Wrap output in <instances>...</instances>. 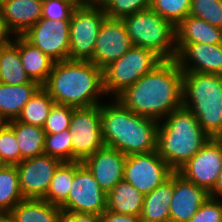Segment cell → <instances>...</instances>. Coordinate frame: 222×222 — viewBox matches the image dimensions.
Returning <instances> with one entry per match:
<instances>
[{
    "instance_id": "obj_1",
    "label": "cell",
    "mask_w": 222,
    "mask_h": 222,
    "mask_svg": "<svg viewBox=\"0 0 222 222\" xmlns=\"http://www.w3.org/2000/svg\"><path fill=\"white\" fill-rule=\"evenodd\" d=\"M116 99L137 115L162 121L183 106V71L176 59L163 60Z\"/></svg>"
},
{
    "instance_id": "obj_2",
    "label": "cell",
    "mask_w": 222,
    "mask_h": 222,
    "mask_svg": "<svg viewBox=\"0 0 222 222\" xmlns=\"http://www.w3.org/2000/svg\"><path fill=\"white\" fill-rule=\"evenodd\" d=\"M111 101V104H100L105 146L126 156L157 150L159 121L135 114L116 98Z\"/></svg>"
},
{
    "instance_id": "obj_3",
    "label": "cell",
    "mask_w": 222,
    "mask_h": 222,
    "mask_svg": "<svg viewBox=\"0 0 222 222\" xmlns=\"http://www.w3.org/2000/svg\"><path fill=\"white\" fill-rule=\"evenodd\" d=\"M57 104L74 108L99 105L104 96L103 69L91 61L63 60L54 62L42 86Z\"/></svg>"
},
{
    "instance_id": "obj_4",
    "label": "cell",
    "mask_w": 222,
    "mask_h": 222,
    "mask_svg": "<svg viewBox=\"0 0 222 222\" xmlns=\"http://www.w3.org/2000/svg\"><path fill=\"white\" fill-rule=\"evenodd\" d=\"M159 121L157 152L175 171L181 169L211 139L195 115L183 106Z\"/></svg>"
},
{
    "instance_id": "obj_5",
    "label": "cell",
    "mask_w": 222,
    "mask_h": 222,
    "mask_svg": "<svg viewBox=\"0 0 222 222\" xmlns=\"http://www.w3.org/2000/svg\"><path fill=\"white\" fill-rule=\"evenodd\" d=\"M183 107L210 138H222V75L183 71Z\"/></svg>"
},
{
    "instance_id": "obj_6",
    "label": "cell",
    "mask_w": 222,
    "mask_h": 222,
    "mask_svg": "<svg viewBox=\"0 0 222 222\" xmlns=\"http://www.w3.org/2000/svg\"><path fill=\"white\" fill-rule=\"evenodd\" d=\"M133 46L154 51L163 60L177 57L175 26L151 8L122 19Z\"/></svg>"
},
{
    "instance_id": "obj_7",
    "label": "cell",
    "mask_w": 222,
    "mask_h": 222,
    "mask_svg": "<svg viewBox=\"0 0 222 222\" xmlns=\"http://www.w3.org/2000/svg\"><path fill=\"white\" fill-rule=\"evenodd\" d=\"M162 61L163 59L154 51L132 46L121 58L110 62L103 68L105 95L112 93L111 97L116 98Z\"/></svg>"
},
{
    "instance_id": "obj_8",
    "label": "cell",
    "mask_w": 222,
    "mask_h": 222,
    "mask_svg": "<svg viewBox=\"0 0 222 222\" xmlns=\"http://www.w3.org/2000/svg\"><path fill=\"white\" fill-rule=\"evenodd\" d=\"M104 9L82 0L74 9L69 28V60L91 61L96 39L103 20Z\"/></svg>"
},
{
    "instance_id": "obj_9",
    "label": "cell",
    "mask_w": 222,
    "mask_h": 222,
    "mask_svg": "<svg viewBox=\"0 0 222 222\" xmlns=\"http://www.w3.org/2000/svg\"><path fill=\"white\" fill-rule=\"evenodd\" d=\"M69 131L72 162L83 161L105 146L102 137L100 104L73 110Z\"/></svg>"
},
{
    "instance_id": "obj_10",
    "label": "cell",
    "mask_w": 222,
    "mask_h": 222,
    "mask_svg": "<svg viewBox=\"0 0 222 222\" xmlns=\"http://www.w3.org/2000/svg\"><path fill=\"white\" fill-rule=\"evenodd\" d=\"M63 212L101 215L107 209V194L81 161H75V175Z\"/></svg>"
},
{
    "instance_id": "obj_11",
    "label": "cell",
    "mask_w": 222,
    "mask_h": 222,
    "mask_svg": "<svg viewBox=\"0 0 222 222\" xmlns=\"http://www.w3.org/2000/svg\"><path fill=\"white\" fill-rule=\"evenodd\" d=\"M174 172L155 150L150 153L127 156L123 180L147 195L169 179Z\"/></svg>"
},
{
    "instance_id": "obj_12",
    "label": "cell",
    "mask_w": 222,
    "mask_h": 222,
    "mask_svg": "<svg viewBox=\"0 0 222 222\" xmlns=\"http://www.w3.org/2000/svg\"><path fill=\"white\" fill-rule=\"evenodd\" d=\"M222 171V138H211L177 172L209 194L214 190Z\"/></svg>"
},
{
    "instance_id": "obj_13",
    "label": "cell",
    "mask_w": 222,
    "mask_h": 222,
    "mask_svg": "<svg viewBox=\"0 0 222 222\" xmlns=\"http://www.w3.org/2000/svg\"><path fill=\"white\" fill-rule=\"evenodd\" d=\"M70 19L51 21L40 18L22 36L54 62L68 60Z\"/></svg>"
},
{
    "instance_id": "obj_14",
    "label": "cell",
    "mask_w": 222,
    "mask_h": 222,
    "mask_svg": "<svg viewBox=\"0 0 222 222\" xmlns=\"http://www.w3.org/2000/svg\"><path fill=\"white\" fill-rule=\"evenodd\" d=\"M59 159L42 154L24 159L16 165L21 192L25 199H43L48 191Z\"/></svg>"
},
{
    "instance_id": "obj_15",
    "label": "cell",
    "mask_w": 222,
    "mask_h": 222,
    "mask_svg": "<svg viewBox=\"0 0 222 222\" xmlns=\"http://www.w3.org/2000/svg\"><path fill=\"white\" fill-rule=\"evenodd\" d=\"M133 46L122 19L106 17L100 27L91 62L103 69Z\"/></svg>"
},
{
    "instance_id": "obj_16",
    "label": "cell",
    "mask_w": 222,
    "mask_h": 222,
    "mask_svg": "<svg viewBox=\"0 0 222 222\" xmlns=\"http://www.w3.org/2000/svg\"><path fill=\"white\" fill-rule=\"evenodd\" d=\"M182 71L222 75V44L175 43Z\"/></svg>"
},
{
    "instance_id": "obj_17",
    "label": "cell",
    "mask_w": 222,
    "mask_h": 222,
    "mask_svg": "<svg viewBox=\"0 0 222 222\" xmlns=\"http://www.w3.org/2000/svg\"><path fill=\"white\" fill-rule=\"evenodd\" d=\"M126 158L127 156L119 150L104 146L85 158L82 163L94 176L100 188L108 194L123 180Z\"/></svg>"
},
{
    "instance_id": "obj_18",
    "label": "cell",
    "mask_w": 222,
    "mask_h": 222,
    "mask_svg": "<svg viewBox=\"0 0 222 222\" xmlns=\"http://www.w3.org/2000/svg\"><path fill=\"white\" fill-rule=\"evenodd\" d=\"M210 194L174 172V191L169 206L170 222H188Z\"/></svg>"
},
{
    "instance_id": "obj_19",
    "label": "cell",
    "mask_w": 222,
    "mask_h": 222,
    "mask_svg": "<svg viewBox=\"0 0 222 222\" xmlns=\"http://www.w3.org/2000/svg\"><path fill=\"white\" fill-rule=\"evenodd\" d=\"M43 0H9L1 7L9 32L22 35L42 18Z\"/></svg>"
},
{
    "instance_id": "obj_20",
    "label": "cell",
    "mask_w": 222,
    "mask_h": 222,
    "mask_svg": "<svg viewBox=\"0 0 222 222\" xmlns=\"http://www.w3.org/2000/svg\"><path fill=\"white\" fill-rule=\"evenodd\" d=\"M175 43L222 44V28L188 15L175 26Z\"/></svg>"
},
{
    "instance_id": "obj_21",
    "label": "cell",
    "mask_w": 222,
    "mask_h": 222,
    "mask_svg": "<svg viewBox=\"0 0 222 222\" xmlns=\"http://www.w3.org/2000/svg\"><path fill=\"white\" fill-rule=\"evenodd\" d=\"M40 87L38 83L9 85L0 82V117L5 122L17 119L24 105Z\"/></svg>"
},
{
    "instance_id": "obj_22",
    "label": "cell",
    "mask_w": 222,
    "mask_h": 222,
    "mask_svg": "<svg viewBox=\"0 0 222 222\" xmlns=\"http://www.w3.org/2000/svg\"><path fill=\"white\" fill-rule=\"evenodd\" d=\"M174 191V173L152 192L144 196L142 222H170L169 206Z\"/></svg>"
},
{
    "instance_id": "obj_23",
    "label": "cell",
    "mask_w": 222,
    "mask_h": 222,
    "mask_svg": "<svg viewBox=\"0 0 222 222\" xmlns=\"http://www.w3.org/2000/svg\"><path fill=\"white\" fill-rule=\"evenodd\" d=\"M0 46V82L9 85L37 83L31 80L22 66L19 52V35Z\"/></svg>"
},
{
    "instance_id": "obj_24",
    "label": "cell",
    "mask_w": 222,
    "mask_h": 222,
    "mask_svg": "<svg viewBox=\"0 0 222 222\" xmlns=\"http://www.w3.org/2000/svg\"><path fill=\"white\" fill-rule=\"evenodd\" d=\"M144 194L122 180L107 194V210L117 214L141 216Z\"/></svg>"
},
{
    "instance_id": "obj_25",
    "label": "cell",
    "mask_w": 222,
    "mask_h": 222,
    "mask_svg": "<svg viewBox=\"0 0 222 222\" xmlns=\"http://www.w3.org/2000/svg\"><path fill=\"white\" fill-rule=\"evenodd\" d=\"M15 222H62L60 206L43 199H24L11 211Z\"/></svg>"
},
{
    "instance_id": "obj_26",
    "label": "cell",
    "mask_w": 222,
    "mask_h": 222,
    "mask_svg": "<svg viewBox=\"0 0 222 222\" xmlns=\"http://www.w3.org/2000/svg\"><path fill=\"white\" fill-rule=\"evenodd\" d=\"M19 52L26 73L32 81L43 86L52 70L54 61L39 48L33 46L22 35H19Z\"/></svg>"
},
{
    "instance_id": "obj_27",
    "label": "cell",
    "mask_w": 222,
    "mask_h": 222,
    "mask_svg": "<svg viewBox=\"0 0 222 222\" xmlns=\"http://www.w3.org/2000/svg\"><path fill=\"white\" fill-rule=\"evenodd\" d=\"M6 123L14 130L23 159L44 154L46 133L42 127L25 124L16 119Z\"/></svg>"
},
{
    "instance_id": "obj_28",
    "label": "cell",
    "mask_w": 222,
    "mask_h": 222,
    "mask_svg": "<svg viewBox=\"0 0 222 222\" xmlns=\"http://www.w3.org/2000/svg\"><path fill=\"white\" fill-rule=\"evenodd\" d=\"M54 103L55 101L41 86L24 105L20 115L16 120L25 124L43 128Z\"/></svg>"
},
{
    "instance_id": "obj_29",
    "label": "cell",
    "mask_w": 222,
    "mask_h": 222,
    "mask_svg": "<svg viewBox=\"0 0 222 222\" xmlns=\"http://www.w3.org/2000/svg\"><path fill=\"white\" fill-rule=\"evenodd\" d=\"M24 199L20 189L17 167L2 165L0 167V211L10 212Z\"/></svg>"
},
{
    "instance_id": "obj_30",
    "label": "cell",
    "mask_w": 222,
    "mask_h": 222,
    "mask_svg": "<svg viewBox=\"0 0 222 222\" xmlns=\"http://www.w3.org/2000/svg\"><path fill=\"white\" fill-rule=\"evenodd\" d=\"M75 175V162H62L55 170L43 200L61 206L68 198Z\"/></svg>"
},
{
    "instance_id": "obj_31",
    "label": "cell",
    "mask_w": 222,
    "mask_h": 222,
    "mask_svg": "<svg viewBox=\"0 0 222 222\" xmlns=\"http://www.w3.org/2000/svg\"><path fill=\"white\" fill-rule=\"evenodd\" d=\"M192 0H152L150 8L176 26L189 15Z\"/></svg>"
},
{
    "instance_id": "obj_32",
    "label": "cell",
    "mask_w": 222,
    "mask_h": 222,
    "mask_svg": "<svg viewBox=\"0 0 222 222\" xmlns=\"http://www.w3.org/2000/svg\"><path fill=\"white\" fill-rule=\"evenodd\" d=\"M23 160L14 130L5 122L0 127V162L16 166Z\"/></svg>"
},
{
    "instance_id": "obj_33",
    "label": "cell",
    "mask_w": 222,
    "mask_h": 222,
    "mask_svg": "<svg viewBox=\"0 0 222 222\" xmlns=\"http://www.w3.org/2000/svg\"><path fill=\"white\" fill-rule=\"evenodd\" d=\"M44 154L62 162H72V143L69 129L57 134H46Z\"/></svg>"
},
{
    "instance_id": "obj_34",
    "label": "cell",
    "mask_w": 222,
    "mask_h": 222,
    "mask_svg": "<svg viewBox=\"0 0 222 222\" xmlns=\"http://www.w3.org/2000/svg\"><path fill=\"white\" fill-rule=\"evenodd\" d=\"M189 15L222 28V0H192Z\"/></svg>"
},
{
    "instance_id": "obj_35",
    "label": "cell",
    "mask_w": 222,
    "mask_h": 222,
    "mask_svg": "<svg viewBox=\"0 0 222 222\" xmlns=\"http://www.w3.org/2000/svg\"><path fill=\"white\" fill-rule=\"evenodd\" d=\"M74 109L71 106L54 103L43 126L45 133L57 134L69 129Z\"/></svg>"
},
{
    "instance_id": "obj_36",
    "label": "cell",
    "mask_w": 222,
    "mask_h": 222,
    "mask_svg": "<svg viewBox=\"0 0 222 222\" xmlns=\"http://www.w3.org/2000/svg\"><path fill=\"white\" fill-rule=\"evenodd\" d=\"M152 0H112L105 8L107 17L123 19L136 12L150 8Z\"/></svg>"
},
{
    "instance_id": "obj_37",
    "label": "cell",
    "mask_w": 222,
    "mask_h": 222,
    "mask_svg": "<svg viewBox=\"0 0 222 222\" xmlns=\"http://www.w3.org/2000/svg\"><path fill=\"white\" fill-rule=\"evenodd\" d=\"M82 0H43L42 18L58 22L70 19L72 12Z\"/></svg>"
},
{
    "instance_id": "obj_38",
    "label": "cell",
    "mask_w": 222,
    "mask_h": 222,
    "mask_svg": "<svg viewBox=\"0 0 222 222\" xmlns=\"http://www.w3.org/2000/svg\"><path fill=\"white\" fill-rule=\"evenodd\" d=\"M188 222H222V200L209 196Z\"/></svg>"
},
{
    "instance_id": "obj_39",
    "label": "cell",
    "mask_w": 222,
    "mask_h": 222,
    "mask_svg": "<svg viewBox=\"0 0 222 222\" xmlns=\"http://www.w3.org/2000/svg\"><path fill=\"white\" fill-rule=\"evenodd\" d=\"M99 222H142L141 216L117 214L107 209L99 215Z\"/></svg>"
},
{
    "instance_id": "obj_40",
    "label": "cell",
    "mask_w": 222,
    "mask_h": 222,
    "mask_svg": "<svg viewBox=\"0 0 222 222\" xmlns=\"http://www.w3.org/2000/svg\"><path fill=\"white\" fill-rule=\"evenodd\" d=\"M62 222H99V215L80 212H63Z\"/></svg>"
},
{
    "instance_id": "obj_41",
    "label": "cell",
    "mask_w": 222,
    "mask_h": 222,
    "mask_svg": "<svg viewBox=\"0 0 222 222\" xmlns=\"http://www.w3.org/2000/svg\"><path fill=\"white\" fill-rule=\"evenodd\" d=\"M11 37H13V36L6 27V24L4 22V18L2 15V11L0 8V46L9 43L12 40Z\"/></svg>"
},
{
    "instance_id": "obj_42",
    "label": "cell",
    "mask_w": 222,
    "mask_h": 222,
    "mask_svg": "<svg viewBox=\"0 0 222 222\" xmlns=\"http://www.w3.org/2000/svg\"><path fill=\"white\" fill-rule=\"evenodd\" d=\"M211 197L222 199V171L218 176V180L214 190L210 193Z\"/></svg>"
},
{
    "instance_id": "obj_43",
    "label": "cell",
    "mask_w": 222,
    "mask_h": 222,
    "mask_svg": "<svg viewBox=\"0 0 222 222\" xmlns=\"http://www.w3.org/2000/svg\"><path fill=\"white\" fill-rule=\"evenodd\" d=\"M88 4L104 9L112 0H85Z\"/></svg>"
},
{
    "instance_id": "obj_44",
    "label": "cell",
    "mask_w": 222,
    "mask_h": 222,
    "mask_svg": "<svg viewBox=\"0 0 222 222\" xmlns=\"http://www.w3.org/2000/svg\"><path fill=\"white\" fill-rule=\"evenodd\" d=\"M0 222H15V219L10 212H2L0 214Z\"/></svg>"
},
{
    "instance_id": "obj_45",
    "label": "cell",
    "mask_w": 222,
    "mask_h": 222,
    "mask_svg": "<svg viewBox=\"0 0 222 222\" xmlns=\"http://www.w3.org/2000/svg\"><path fill=\"white\" fill-rule=\"evenodd\" d=\"M9 0H0V8L6 4Z\"/></svg>"
},
{
    "instance_id": "obj_46",
    "label": "cell",
    "mask_w": 222,
    "mask_h": 222,
    "mask_svg": "<svg viewBox=\"0 0 222 222\" xmlns=\"http://www.w3.org/2000/svg\"><path fill=\"white\" fill-rule=\"evenodd\" d=\"M5 123V121L0 117V127Z\"/></svg>"
}]
</instances>
